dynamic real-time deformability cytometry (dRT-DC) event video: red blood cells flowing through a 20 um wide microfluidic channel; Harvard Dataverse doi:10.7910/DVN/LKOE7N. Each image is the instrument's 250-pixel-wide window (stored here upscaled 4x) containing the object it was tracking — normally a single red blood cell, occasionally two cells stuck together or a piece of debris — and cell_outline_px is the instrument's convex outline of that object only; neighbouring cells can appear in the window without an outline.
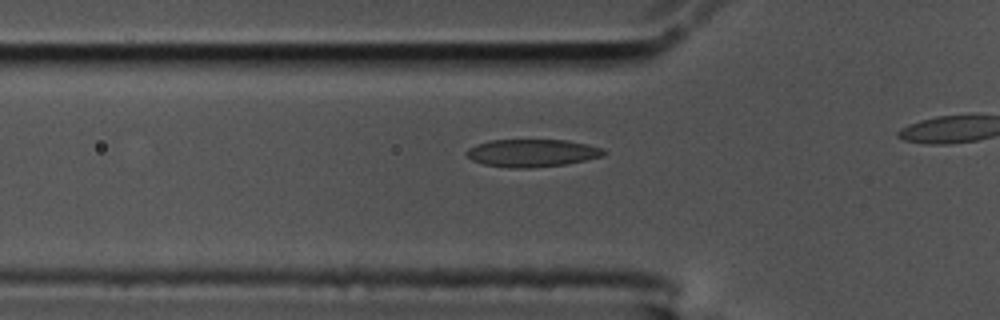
{"species": "common noctule bat (a hibernating species)", "species_latin": "Nyctalus noctula", "temperature_condition": "cold", "stored_images_in_passage": 9, "camera_frame_rate_fps": 3000, "um_per_image_px": 0.085, "animal": {"sex": "male", "body_mass_g": 17.5, "forearm_length_mm": 52.3}, "frame": {"image": 1, "passage_image": 9, "time_ms": 2.667, "image_size_px": [1000, 320], "cell_outline_px": [[608, 152], [604, 156], [564, 164], [532, 168], [508, 168], [484, 164], [472, 160], [464, 152], [468, 148], [476, 144], [488, 140], [568, 140], [588, 144], [604, 148]], "centroid_in_image_um": [45.24, 13.0], "position_along_channel_um": 80.6, "area_um2": 22.31}}